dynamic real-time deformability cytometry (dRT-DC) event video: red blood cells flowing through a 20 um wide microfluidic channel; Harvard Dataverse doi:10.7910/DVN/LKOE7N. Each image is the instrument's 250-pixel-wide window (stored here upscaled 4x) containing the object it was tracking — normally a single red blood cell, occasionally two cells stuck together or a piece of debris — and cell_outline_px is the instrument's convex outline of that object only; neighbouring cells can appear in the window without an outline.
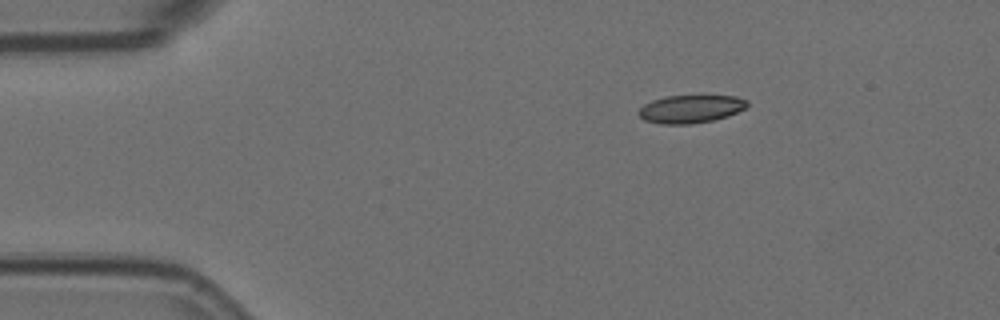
{"species": "Egyptian fruit bat (a non-hibernating species)", "species_latin": "Rousettus aegyptiacus", "temperature_condition": "room temperature", "stored_images_in_passage": 3, "camera_frame_rate_fps": 3000, "um_per_image_px": 0.085, "animal": {"sex": "female"}, "frame": {"image": 1, "passage_image": 1, "time_ms": 0.0, "image_size_px": [1000, 320], "cell_outline_px": [[748, 104], [744, 108], [728, 116], [712, 120], [692, 124], [660, 124], [644, 120], [636, 112], [644, 104], [652, 100], [668, 96], [700, 92], [736, 96], [748, 100]], "centroid_in_image_um": [58.73, 9.2], "position_along_channel_um": 26.3, "area_um2": 18.61}}